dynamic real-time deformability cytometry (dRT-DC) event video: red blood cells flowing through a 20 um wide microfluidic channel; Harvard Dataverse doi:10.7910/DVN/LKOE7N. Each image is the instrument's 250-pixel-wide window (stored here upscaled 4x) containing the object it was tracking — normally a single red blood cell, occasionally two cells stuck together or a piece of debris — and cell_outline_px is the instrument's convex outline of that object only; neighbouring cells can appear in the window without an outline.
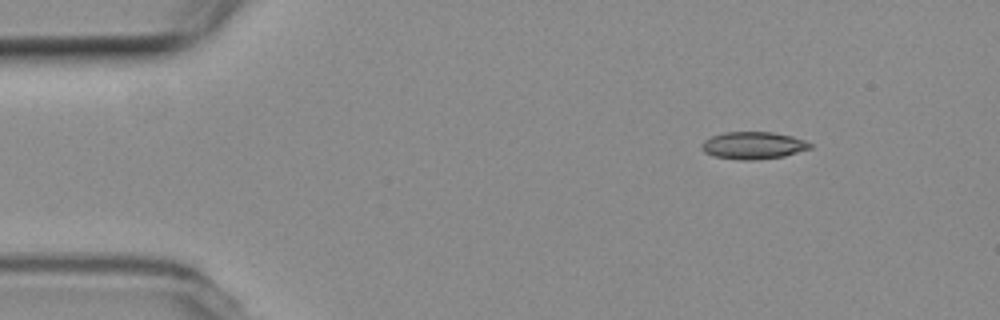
{"species": "common noctule bat (a hibernating species)", "species_latin": "Nyctalus noctula", "temperature_condition": "room temperature", "stored_images_in_passage": 49, "camera_frame_rate_fps": 3000, "um_per_image_px": 0.085, "animal": {"sex": "female", "body_mass_g": 19.3, "forearm_length_mm": 54.1}, "frame": {"image": 1, "passage_image": 1, "time_ms": 0.0, "image_size_px": [1000, 320], "cell_outline_px": [[812, 148], [784, 156], [752, 160], [744, 160], [712, 156], [704, 152], [700, 148], [700, 144], [704, 140], [712, 136], [724, 132], [772, 132], [792, 136], [804, 140], [812, 144]], "centroid_in_image_um": [64.0, 12.36], "position_along_channel_um": 21.0, "area_um2": 17.28}}
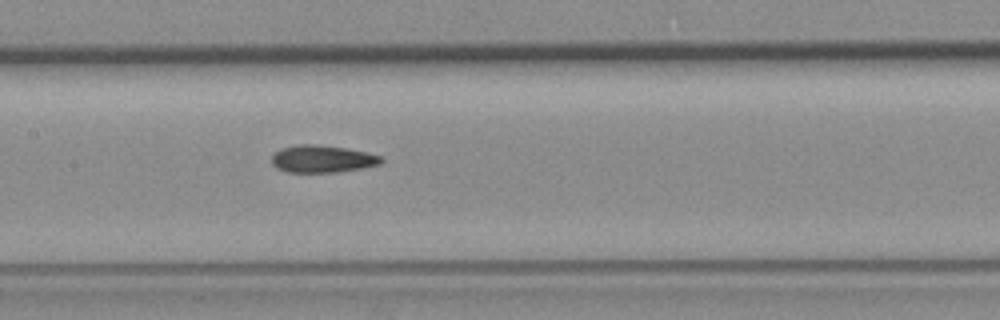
{"frame": {"image": 2, "passage_image": 20, "time_ms": 6.333, "image_size_px": [1000, 320], "cell_outline_px": [[384, 160], [380, 164], [360, 168], [336, 172], [288, 172], [276, 168], [272, 164], [272, 156], [280, 148], [296, 144], [312, 144], [344, 148], [364, 152], [380, 156]], "centroid_in_image_um": [27.34, 13.51], "position_along_channel_um": 180.1, "area_um2": 17.22}}
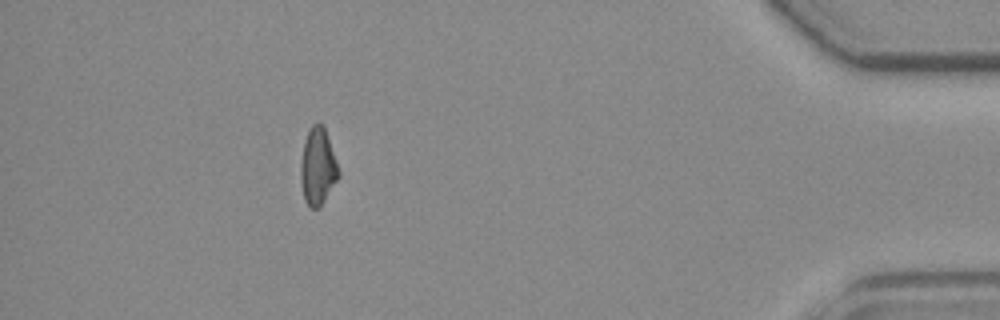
{"frame": {"image": 3, "passage_image": 43, "time_ms": 14.0, "image_size_px": [1000, 320], "cell_outline_px": [[340, 176], [320, 208], [312, 208], [304, 200], [300, 180], [300, 164], [304, 140], [308, 128], [312, 124], [320, 124], [324, 128], [336, 160], [340, 172]], "centroid_in_image_um": [27.0, 14.19], "position_along_channel_um": 408.2, "area_um2": 17.05}}